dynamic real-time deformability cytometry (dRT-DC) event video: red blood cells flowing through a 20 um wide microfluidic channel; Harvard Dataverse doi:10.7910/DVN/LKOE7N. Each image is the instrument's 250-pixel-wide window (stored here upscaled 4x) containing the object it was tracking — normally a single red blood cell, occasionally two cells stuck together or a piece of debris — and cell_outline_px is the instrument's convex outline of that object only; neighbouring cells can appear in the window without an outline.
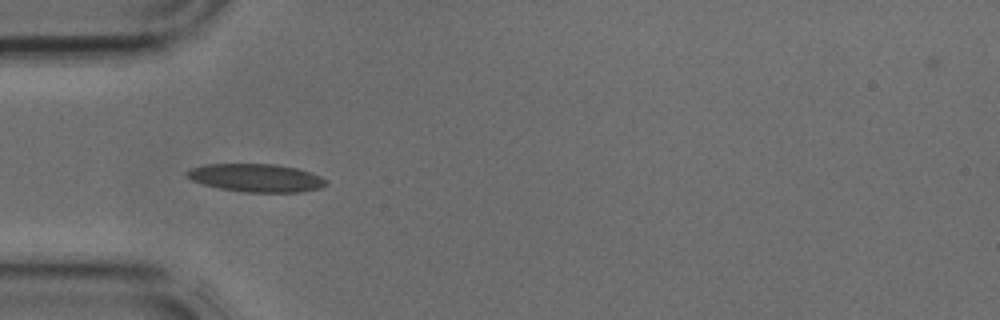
{"species": "common noctule bat (a hibernating species)", "species_latin": "Nyctalus noctula", "temperature_condition": "cold", "stored_images_in_passage": 30, "camera_frame_rate_fps": 3000, "um_per_image_px": 0.085, "animal": {"sex": "male", "body_mass_g": 17.9, "forearm_length_mm": 54.2}, "frame": {"image": 1, "passage_image": 1, "time_ms": 0.0, "image_size_px": [1000, 320], "cell_outline_px": [[328, 184], [320, 188], [300, 192], [244, 192], [220, 188], [204, 184], [192, 180], [184, 176], [184, 172], [192, 168], [204, 164], [276, 164], [296, 168], [312, 172], [328, 180]], "centroid_in_image_um": [21.79, 15.11], "position_along_channel_um": 63.2, "area_um2": 22.89}}
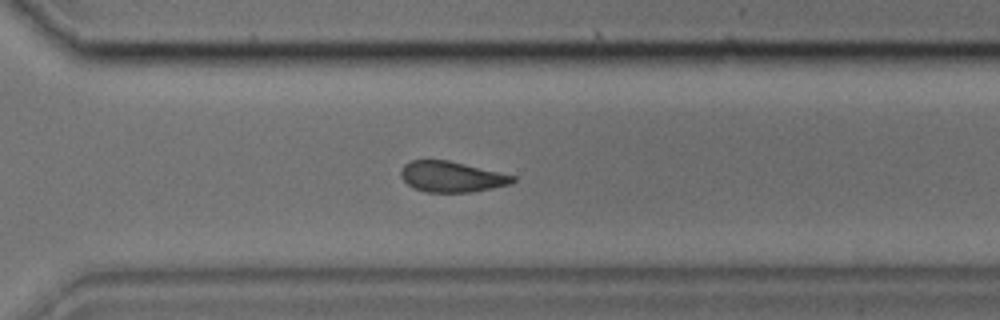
{"frame": {"image": 2, "passage_image": 18, "time_ms": 5.667, "image_size_px": [1000, 320], "cell_outline_px": [[516, 180], [512, 184], [492, 188], [468, 192], [428, 192], [416, 188], [408, 184], [400, 176], [400, 172], [404, 164], [412, 160], [448, 160], [516, 176]], "centroid_in_image_um": [38.4, 15.02], "position_along_channel_um": 332.2, "area_um2": 19.83}}
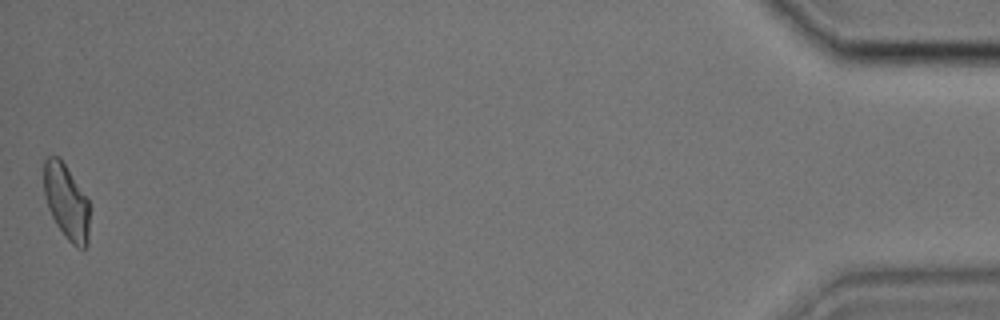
{"frame": {"image": 3, "passage_image": 30, "time_ms": 9.667, "image_size_px": [1000, 320], "cell_outline_px": [[88, 244], [84, 248], [76, 248], [68, 240], [56, 224], [48, 208], [44, 196], [44, 160], [48, 156], [60, 156], [88, 200]], "centroid_in_image_um": [5.62, 17.14], "position_along_channel_um": 429.6, "area_um2": 19.88}}